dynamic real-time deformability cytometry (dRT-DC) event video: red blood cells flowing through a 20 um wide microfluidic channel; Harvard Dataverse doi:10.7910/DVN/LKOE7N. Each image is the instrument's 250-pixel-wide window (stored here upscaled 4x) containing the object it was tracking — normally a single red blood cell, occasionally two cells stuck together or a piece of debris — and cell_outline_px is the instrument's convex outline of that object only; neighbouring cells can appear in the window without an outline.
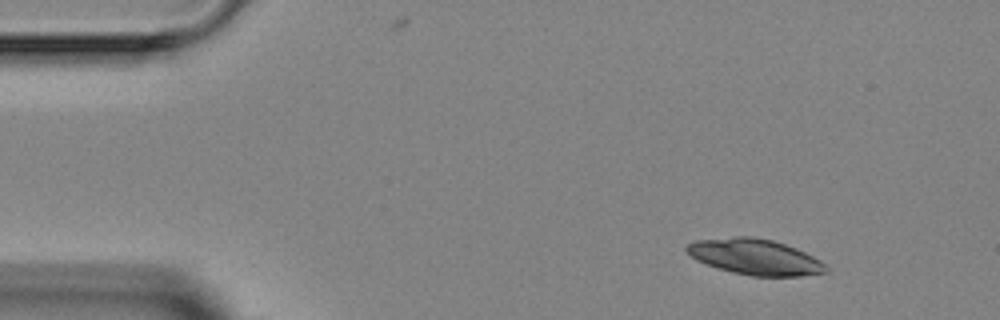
{"species": "Egyptian fruit bat (a non-hibernating species)", "species_latin": "Rousettus aegyptiacus", "temperature_condition": "room temperature", "stored_images_in_passage": 2, "camera_frame_rate_fps": 3000, "um_per_image_px": 0.085, "animal": {"sex": "female"}, "frame": {"image": 1, "passage_image": 1, "time_ms": 0.0, "image_size_px": [1000, 320], "cell_outline_px": [[828, 272], [800, 276], [752, 276], [732, 272], [696, 260], [684, 248], [688, 244], [696, 240], [736, 236], [752, 236], [772, 240], [796, 248], [820, 260], [828, 268]], "centroid_in_image_um": [64.18, 21.83], "position_along_channel_um": 20.8, "area_um2": 28.78}}